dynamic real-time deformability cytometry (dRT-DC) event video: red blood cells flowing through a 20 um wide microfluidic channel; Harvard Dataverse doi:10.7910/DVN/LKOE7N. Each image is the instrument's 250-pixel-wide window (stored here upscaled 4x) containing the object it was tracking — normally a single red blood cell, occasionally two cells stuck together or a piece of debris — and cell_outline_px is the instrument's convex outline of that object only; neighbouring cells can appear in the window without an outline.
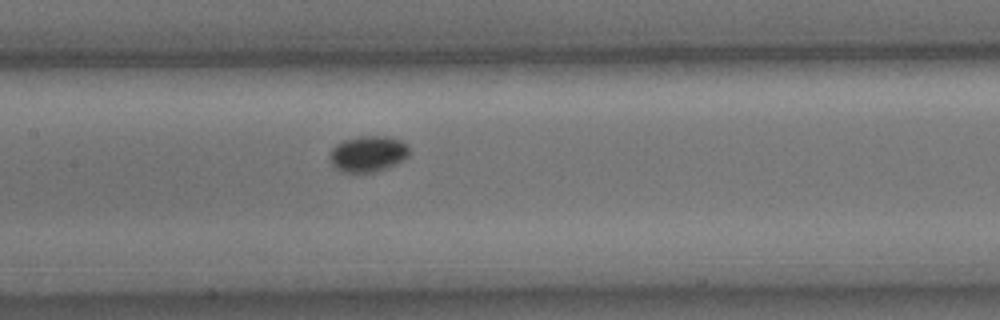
{"species": "common noctule bat (a hibernating species)", "species_latin": "Nyctalus noctula", "temperature_condition": "cold", "stored_images_in_passage": 8, "camera_frame_rate_fps": 3000, "um_per_image_px": 0.085, "animal": {"sex": "male", "body_mass_g": 15.6}, "frame": {"image": 1, "passage_image": 8, "time_ms": 2.333, "image_size_px": [1000, 320], "cell_outline_px": [[408, 156], [404, 160], [396, 164], [372, 172], [340, 172], [332, 164], [328, 156], [332, 148], [336, 144], [344, 140], [360, 136], [388, 136], [400, 140], [408, 144]], "centroid_in_image_um": [31.27, 13.07], "position_along_channel_um": 176.1, "area_um2": 16.7}}